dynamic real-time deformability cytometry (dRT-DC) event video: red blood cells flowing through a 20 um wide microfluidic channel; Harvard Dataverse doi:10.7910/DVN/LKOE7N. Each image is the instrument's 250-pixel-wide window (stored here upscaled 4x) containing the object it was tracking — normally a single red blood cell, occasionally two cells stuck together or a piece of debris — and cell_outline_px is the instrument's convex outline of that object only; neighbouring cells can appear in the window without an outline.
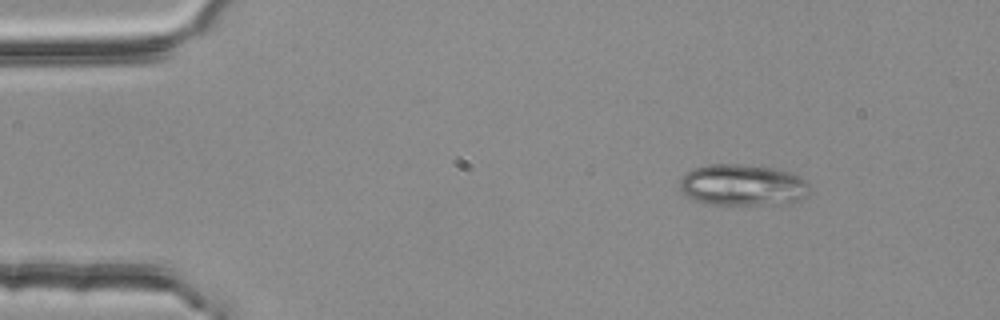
{"species": "common noctule bat (a hibernating species)", "species_latin": "Nyctalus noctula", "temperature_condition": "room temperature", "stored_images_in_passage": 4, "camera_frame_rate_fps": 3000, "um_per_image_px": 0.085, "animal": {"sex": "female", "body_mass_g": 25.1}, "frame": {"image": 1, "passage_image": 1, "time_ms": 0.0, "image_size_px": [1000, 320], "cell_outline_px": [[808, 192], [800, 200], [792, 204], [704, 204], [692, 200], [684, 196], [680, 188], [680, 180], [684, 172], [692, 168], [708, 164], [740, 164], [772, 168], [788, 172], [800, 176], [808, 180]], "centroid_in_image_um": [63.08, 15.73], "position_along_channel_um": 21.9, "area_um2": 31.79}}